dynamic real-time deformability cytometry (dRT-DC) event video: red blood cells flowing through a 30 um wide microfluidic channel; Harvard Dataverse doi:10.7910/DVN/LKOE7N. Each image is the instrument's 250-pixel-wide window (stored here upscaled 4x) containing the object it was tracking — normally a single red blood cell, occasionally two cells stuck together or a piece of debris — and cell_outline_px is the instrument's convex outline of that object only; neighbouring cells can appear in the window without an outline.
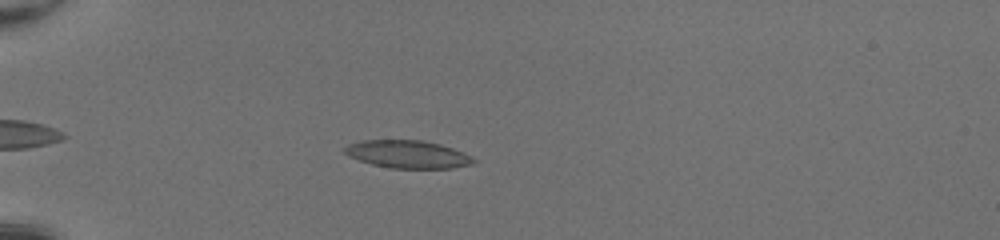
{"species": "common noctule bat (a hibernating species)", "species_latin": "Nyctalus noctula", "temperature_condition": "room temperature", "stored_images_in_passage": 41, "camera_frame_rate_fps": 3000, "um_per_image_px": 0.085, "animal": {"sex": "female", "body_mass_g": 20.0, "forearm_length_mm": 54.0}, "frame": {"image": 1, "passage_image": 7, "time_ms": 2.0, "image_size_px": [1000, 240], "cell_outline_px": [[476, 160], [472, 164], [452, 168], [392, 168], [372, 164], [348, 156], [344, 152], [344, 148], [348, 144], [360, 140], [420, 140], [440, 144], [464, 152], [472, 156]], "centroid_in_image_um": [34.66, 13.11], "position_along_channel_um": 50.3, "area_um2": 20.81}}
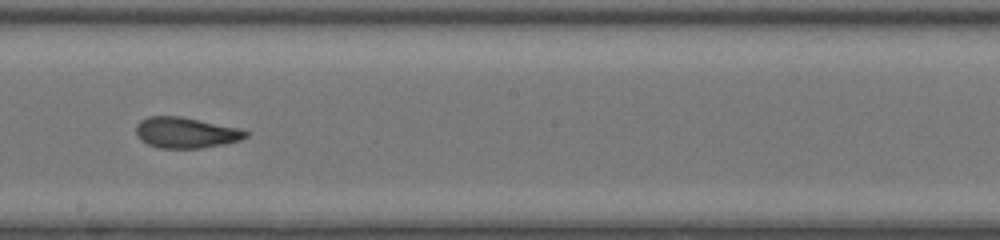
{"frame": {"image": 2, "passage_image": 22, "time_ms": 7.0, "image_size_px": [1000, 240], "cell_outline_px": [[248, 136], [240, 140], [224, 144], [200, 148], [160, 148], [148, 144], [140, 140], [136, 136], [136, 124], [140, 120], [148, 116], [180, 116], [240, 128], [248, 132]], "centroid_in_image_um": [15.77, 11.27], "position_along_channel_um": 232.4, "area_um2": 19.77}}
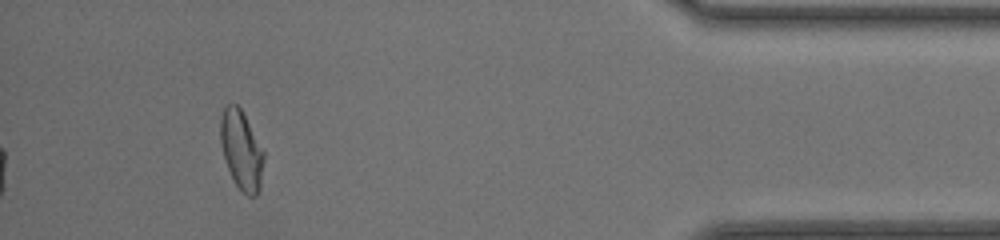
{"frame": {"image": 3, "passage_image": 38, "time_ms": 12.333, "image_size_px": [1000, 240], "cell_outline_px": [[264, 160], [260, 188], [256, 196], [248, 196], [236, 184], [224, 160], [220, 144], [220, 116], [224, 108], [228, 104], [236, 104], [240, 108], [264, 152]], "centroid_in_image_um": [20.5, 12.76], "position_along_channel_um": 414.7, "area_um2": 19.77}, "authors_computed_cell_mechanics": {"area_um2": 20.519, "velocity_mm_per_s": 4.2754, "shape_relaxation_time_tau1_ms": 8.8253, "shape_relaxation_time_tau2_ms": 1.6719, "deformation_change_tau1": 0.228, "deformation_change_tau2": 0.0912}}